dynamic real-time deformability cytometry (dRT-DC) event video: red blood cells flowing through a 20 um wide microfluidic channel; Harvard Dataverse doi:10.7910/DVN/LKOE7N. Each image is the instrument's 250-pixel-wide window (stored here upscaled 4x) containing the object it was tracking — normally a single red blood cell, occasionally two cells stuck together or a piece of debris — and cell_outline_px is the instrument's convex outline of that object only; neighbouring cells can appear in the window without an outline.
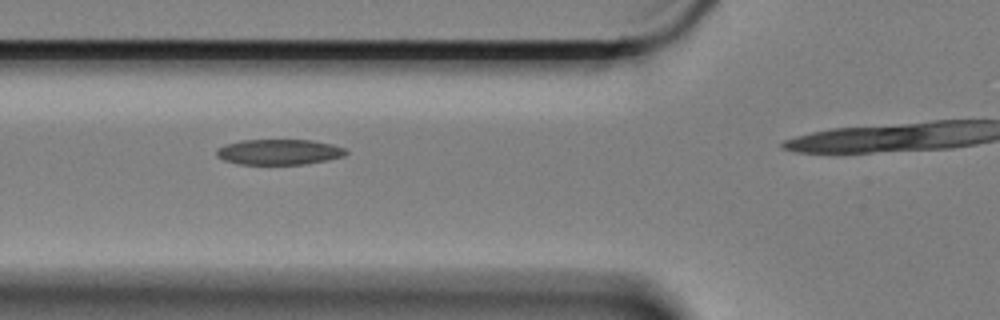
{"species": "Egyptian fruit bat (a non-hibernating species)", "species_latin": "Rousettus aegyptiacus", "temperature_condition": "cold", "stored_images_in_passage": 5, "camera_frame_rate_fps": 3000, "um_per_image_px": 0.085, "animal": {"sex": "female"}, "frame": {"image": 1, "passage_image": 4, "time_ms": 1.0, "image_size_px": [1000, 320], "cell_outline_px": [[348, 152], [344, 156], [328, 160], [304, 164], [240, 164], [224, 160], [216, 156], [216, 148], [224, 144], [240, 140], [312, 140], [332, 144], [344, 148]], "centroid_in_image_um": [23.69, 12.91], "position_along_channel_um": 102.1, "area_um2": 19.31}}